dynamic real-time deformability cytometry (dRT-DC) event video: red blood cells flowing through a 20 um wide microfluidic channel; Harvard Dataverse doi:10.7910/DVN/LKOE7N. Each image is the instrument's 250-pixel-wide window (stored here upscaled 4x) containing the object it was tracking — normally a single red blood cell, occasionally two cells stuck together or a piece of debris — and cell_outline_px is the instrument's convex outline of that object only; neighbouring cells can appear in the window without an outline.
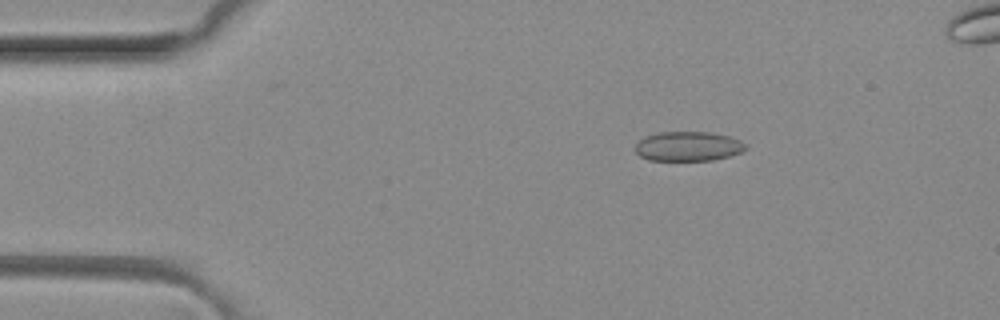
{"species": "common noctule bat (a hibernating species)", "species_latin": "Nyctalus noctula", "temperature_condition": "room temperature", "stored_images_in_passage": 5, "camera_frame_rate_fps": 3000, "um_per_image_px": 0.085, "animal": {"sex": "female", "body_mass_g": 29.2, "forearm_length_mm": 56.3}, "frame": {"image": 1, "passage_image": 3, "time_ms": 0.667, "image_size_px": [1000, 320], "cell_outline_px": [[748, 148], [740, 152], [728, 156], [712, 160], [648, 160], [640, 156], [636, 152], [636, 144], [644, 136], [660, 132], [712, 132], [728, 136], [740, 140], [748, 144]], "centroid_in_image_um": [58.51, 12.43], "position_along_channel_um": 26.5, "area_um2": 19.02}}